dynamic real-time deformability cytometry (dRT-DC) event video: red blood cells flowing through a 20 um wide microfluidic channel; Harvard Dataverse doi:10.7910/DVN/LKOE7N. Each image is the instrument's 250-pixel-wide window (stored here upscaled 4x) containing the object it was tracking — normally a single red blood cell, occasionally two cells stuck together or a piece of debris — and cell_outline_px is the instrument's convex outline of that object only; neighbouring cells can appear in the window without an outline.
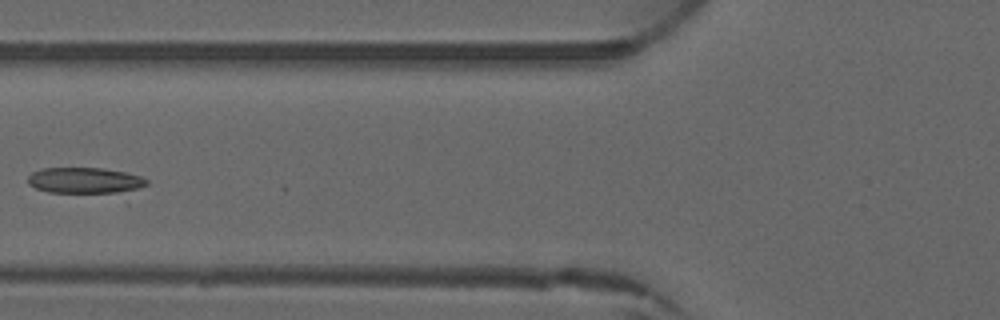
{"species": "common noctule bat (a hibernating species)", "species_latin": "Nyctalus noctula", "temperature_condition": "warm", "stored_images_in_passage": 4, "camera_frame_rate_fps": 3000, "um_per_image_px": 0.085, "animal": {"sex": "male", "forearm_length_mm": 52.5}, "frame": {"image": 1, "passage_image": 4, "time_ms": 3.667, "image_size_px": [1000, 320], "cell_outline_px": [[148, 184], [140, 188], [116, 192], [48, 192], [36, 188], [28, 184], [28, 176], [32, 172], [40, 168], [100, 168], [124, 172], [140, 176], [148, 180]], "centroid_in_image_um": [7.17, 15.32], "position_along_channel_um": 118.6, "area_um2": 17.69}}